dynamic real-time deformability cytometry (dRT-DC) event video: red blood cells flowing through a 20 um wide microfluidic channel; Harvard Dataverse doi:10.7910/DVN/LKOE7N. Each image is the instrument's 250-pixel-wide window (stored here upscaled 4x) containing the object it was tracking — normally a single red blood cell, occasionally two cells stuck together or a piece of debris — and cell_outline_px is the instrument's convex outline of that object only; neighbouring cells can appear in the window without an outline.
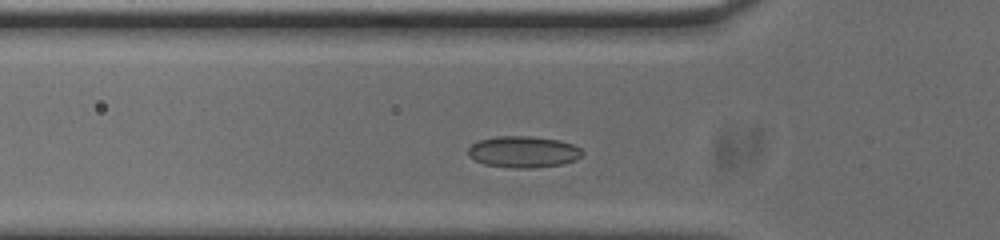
{"species": "common noctule bat (a hibernating species)", "species_latin": "Nyctalus noctula", "temperature_condition": "cold", "stored_images_in_passage": 32, "camera_frame_rate_fps": 3000, "um_per_image_px": 0.085, "animal": {"sex": "male", "body_mass_g": 20.0, "forearm_length_mm": 53.3}, "frame": {"image": 1, "passage_image": 7, "time_ms": 2.0, "image_size_px": [1000, 240], "cell_outline_px": [[584, 152], [576, 160], [560, 164], [532, 168], [512, 168], [484, 164], [468, 156], [468, 148], [472, 144], [480, 140], [496, 136], [528, 136], [560, 140], [572, 144], [580, 148]], "centroid_in_image_um": [44.48, 12.9], "position_along_channel_um": 81.3, "area_um2": 20.87}}
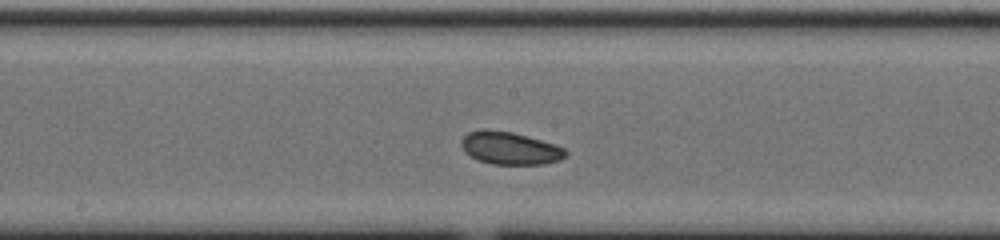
{"frame": {"image": 2, "passage_image": 17, "time_ms": 5.333, "image_size_px": [1000, 240], "cell_outline_px": [[568, 152], [560, 160], [544, 164], [492, 164], [476, 160], [464, 152], [460, 144], [460, 140], [468, 132], [480, 128], [488, 128], [512, 132], [528, 136], [556, 144], [564, 148]], "centroid_in_image_um": [43.3, 12.58], "position_along_channel_um": 204.9, "area_um2": 20.23}}
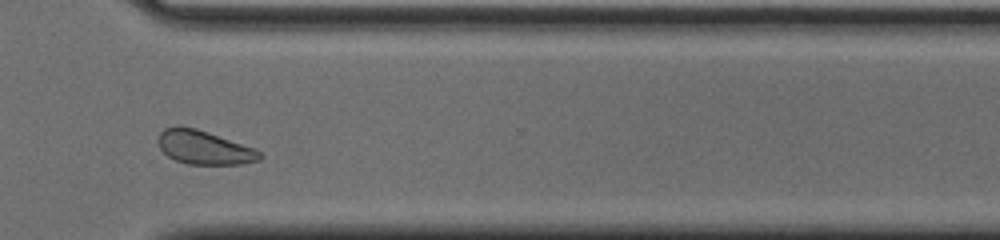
{"frame": {"image": 3, "passage_image": 29, "time_ms": 9.333, "image_size_px": [1000, 240], "cell_outline_px": [[264, 156], [260, 160], [240, 164], [188, 164], [176, 160], [168, 156], [160, 148], [156, 140], [160, 132], [164, 128], [196, 128], [256, 148]], "centroid_in_image_um": [17.39, 12.55], "position_along_channel_um": 353.2, "area_um2": 19.83}, "authors_computed_cell_mechanics": {"area_um2": 19.652, "velocity_mm_per_s": 3.7023, "shape_relaxation_time_tau1_ms": 7.325, "shape_relaxation_time_tau2_ms": 3.4042, "deformation_change_tau1": 0.0665, "deformation_change_tau2": 0.074}}